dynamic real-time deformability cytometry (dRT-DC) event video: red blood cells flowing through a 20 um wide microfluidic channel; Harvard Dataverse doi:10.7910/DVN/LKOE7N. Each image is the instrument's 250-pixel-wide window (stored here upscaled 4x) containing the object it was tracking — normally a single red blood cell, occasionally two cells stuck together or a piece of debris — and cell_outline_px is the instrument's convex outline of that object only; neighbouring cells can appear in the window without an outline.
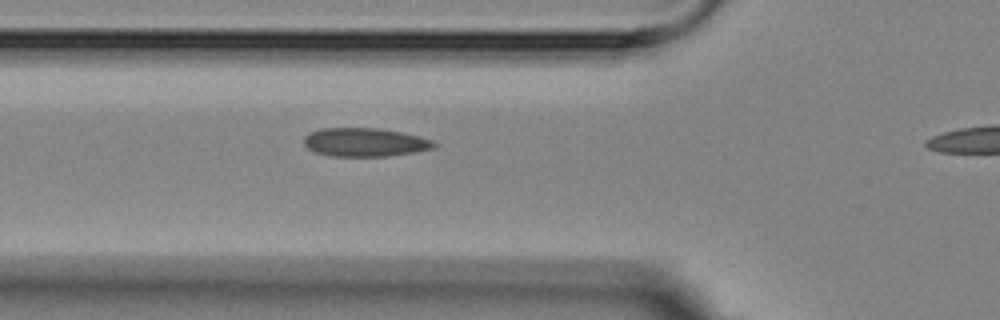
{"species": "Egyptian fruit bat (a non-hibernating species)", "species_latin": "Rousettus aegyptiacus", "temperature_condition": "room temperature", "stored_images_in_passage": 4, "segment_of_instrument_passage": [1, 2], "camera_frame_rate_fps": 3000, "um_per_image_px": 0.085, "animal": {"sex": "female"}, "frame": {"image": 1, "passage_image": 3, "time_ms": 3.0, "image_size_px": [1000, 320], "cell_outline_px": [[436, 148], [416, 152], [388, 156], [332, 156], [316, 152], [308, 148], [304, 144], [304, 136], [308, 132], [320, 128], [380, 128], [420, 136], [432, 140], [436, 144]], "centroid_in_image_um": [31.02, 12.09], "position_along_channel_um": 94.8, "area_um2": 21.79}}